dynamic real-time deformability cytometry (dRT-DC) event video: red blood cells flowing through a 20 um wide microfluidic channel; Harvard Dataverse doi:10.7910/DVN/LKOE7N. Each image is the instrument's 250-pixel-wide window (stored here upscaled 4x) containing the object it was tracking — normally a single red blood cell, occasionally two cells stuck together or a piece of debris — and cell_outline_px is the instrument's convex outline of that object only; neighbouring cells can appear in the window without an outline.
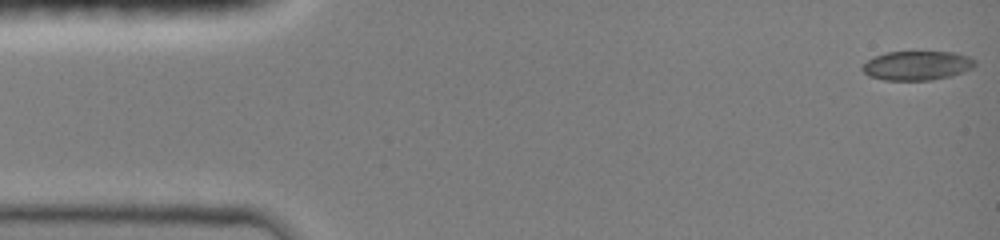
{"species": "common noctule bat (a hibernating species)", "species_latin": "Nyctalus noctula", "temperature_condition": "room temperature", "stored_images_in_passage": 25, "camera_frame_rate_fps": 3000, "um_per_image_px": 0.085, "animal": {"sex": "female", "body_mass_g": 19.0, "forearm_length_mm": 51.5}, "frame": {"image": 1, "passage_image": 1, "time_ms": 0.0, "image_size_px": [1000, 240], "cell_outline_px": [[976, 64], [972, 68], [952, 76], [932, 80], [884, 80], [868, 76], [860, 68], [868, 60], [876, 56], [888, 52], [952, 52], [968, 56], [976, 60]], "centroid_in_image_um": [77.96, 5.58], "position_along_channel_um": 7.0, "area_um2": 19.13}}
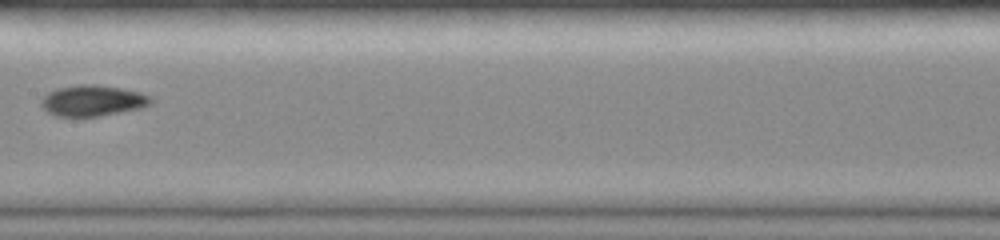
{"frame": {"image": 2, "passage_image": 15, "time_ms": 4.667, "image_size_px": [1000, 240], "cell_outline_px": [[152, 104], [144, 108], [100, 116], [56, 116], [48, 112], [40, 104], [40, 100], [48, 92], [56, 88], [80, 84], [96, 84], [120, 88], [140, 92], [152, 96]], "centroid_in_image_um": [7.91, 8.55], "position_along_channel_um": 199.5, "area_um2": 20.0}}
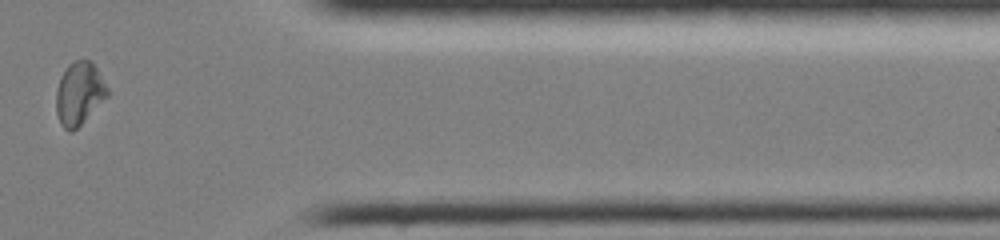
{"frame": {"image": 3, "passage_image": 22, "time_ms": 7.0, "image_size_px": [1000, 240], "cell_outline_px": [[108, 96], [72, 132], [68, 132], [60, 124], [56, 112], [56, 88], [60, 76], [68, 64], [76, 60], [92, 60], [108, 88]], "centroid_in_image_um": [6.71, 7.93], "position_along_channel_um": 404.7, "area_um2": 18.79}}